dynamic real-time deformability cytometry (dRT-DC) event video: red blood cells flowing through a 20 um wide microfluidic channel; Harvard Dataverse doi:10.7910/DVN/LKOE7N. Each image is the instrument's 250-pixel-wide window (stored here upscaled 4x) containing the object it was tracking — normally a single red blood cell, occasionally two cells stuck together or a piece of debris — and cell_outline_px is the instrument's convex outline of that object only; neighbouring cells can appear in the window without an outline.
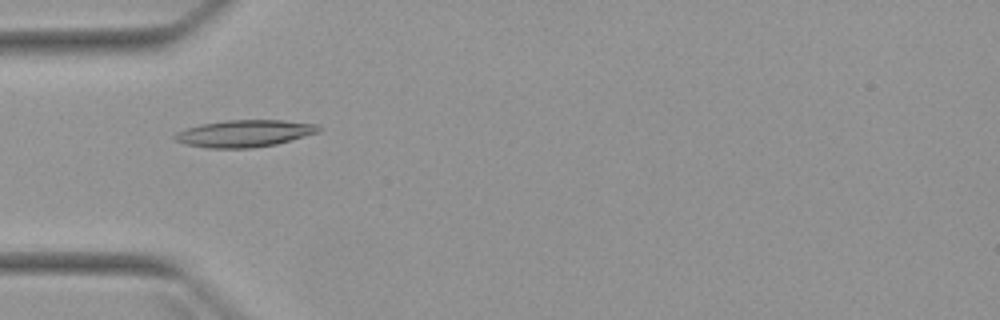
{"species": "Egyptian fruit bat (a non-hibernating species)", "species_latin": "Rousettus aegyptiacus", "temperature_condition": "warm", "stored_images_in_passage": 4, "camera_frame_rate_fps": 3000, "um_per_image_px": 0.085, "animal": {"sex": "female"}, "frame": {"image": 1, "passage_image": 4, "time_ms": 4.333, "image_size_px": [1000, 320], "cell_outline_px": [[324, 128], [320, 132], [276, 144], [252, 148], [208, 148], [184, 144], [176, 140], [172, 136], [176, 132], [200, 124], [228, 120], [284, 120], [320, 124]], "centroid_in_image_um": [20.83, 11.34], "position_along_channel_um": 64.2, "area_um2": 22.83}}